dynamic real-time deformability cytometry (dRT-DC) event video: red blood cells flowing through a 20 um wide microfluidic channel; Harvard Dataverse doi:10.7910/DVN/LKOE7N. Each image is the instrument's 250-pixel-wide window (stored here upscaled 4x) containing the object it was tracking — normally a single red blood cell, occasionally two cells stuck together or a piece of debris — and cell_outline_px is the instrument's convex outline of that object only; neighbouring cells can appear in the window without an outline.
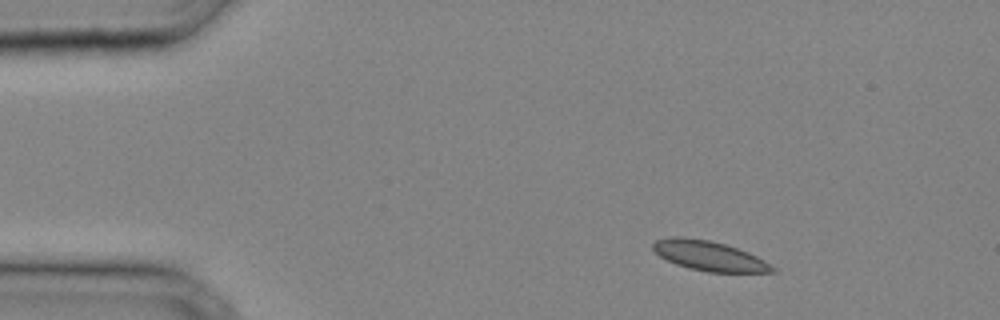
{"species": "common noctule bat (a hibernating species)", "species_latin": "Nyctalus noctula", "temperature_condition": "cold", "stored_images_in_passage": 32, "camera_frame_rate_fps": 3000, "um_per_image_px": 0.085, "animal": {"sex": "male", "body_mass_g": 20.4}, "frame": {"image": 1, "passage_image": 3, "time_ms": 0.667, "image_size_px": [1000, 320], "cell_outline_px": [[776, 272], [708, 272], [688, 268], [676, 264], [660, 256], [652, 248], [652, 244], [656, 240], [672, 236], [680, 236], [708, 240], [724, 244], [748, 252], [764, 260], [776, 268]], "centroid_in_image_um": [60.27, 21.75], "position_along_channel_um": 24.7, "area_um2": 20.58}}
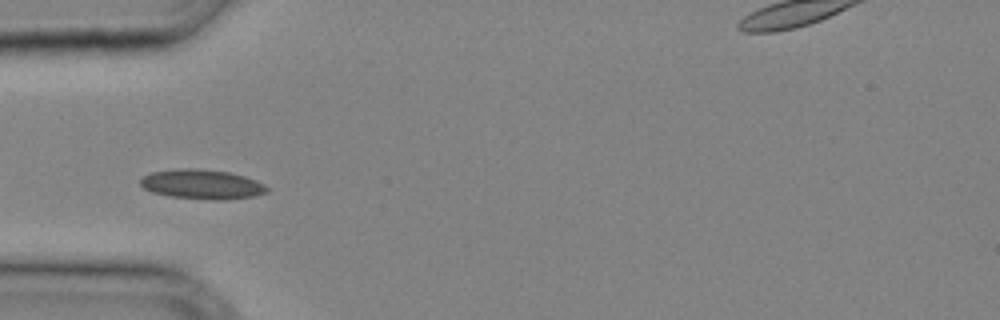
{"frame": {"image": 2, "passage_image": 9, "time_ms": 2.667, "image_size_px": [1000, 320], "cell_outline_px": [[268, 192], [252, 196], [220, 200], [212, 200], [172, 196], [152, 192], [144, 188], [140, 184], [140, 180], [144, 176], [152, 172], [180, 168], [196, 168], [228, 172], [244, 176], [256, 180], [264, 184], [268, 188]], "centroid_in_image_um": [17.17, 15.66], "position_along_channel_um": 67.8, "area_um2": 21.62}}
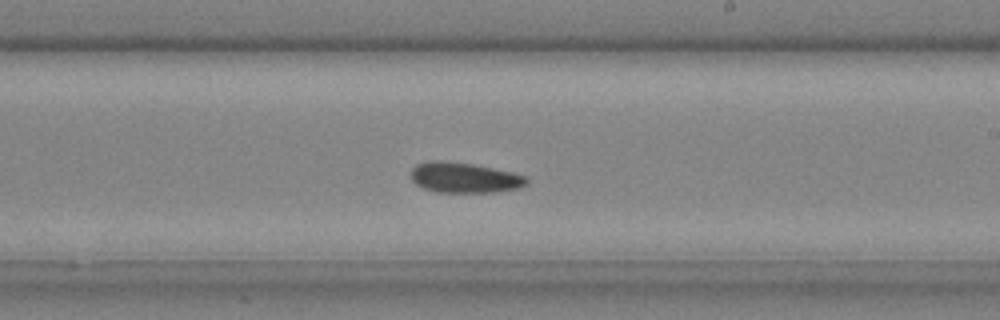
{"frame": {"image": 3, "passage_image": 19, "time_ms": 6.0, "image_size_px": [1000, 320], "cell_outline_px": [[528, 184], [520, 188], [496, 192], [436, 192], [424, 188], [416, 184], [412, 180], [412, 168], [416, 164], [432, 160], [444, 160], [472, 164], [512, 172], [524, 176], [528, 180]], "centroid_in_image_um": [39.47, 15.1], "position_along_channel_um": 249.5, "area_um2": 20.46}}